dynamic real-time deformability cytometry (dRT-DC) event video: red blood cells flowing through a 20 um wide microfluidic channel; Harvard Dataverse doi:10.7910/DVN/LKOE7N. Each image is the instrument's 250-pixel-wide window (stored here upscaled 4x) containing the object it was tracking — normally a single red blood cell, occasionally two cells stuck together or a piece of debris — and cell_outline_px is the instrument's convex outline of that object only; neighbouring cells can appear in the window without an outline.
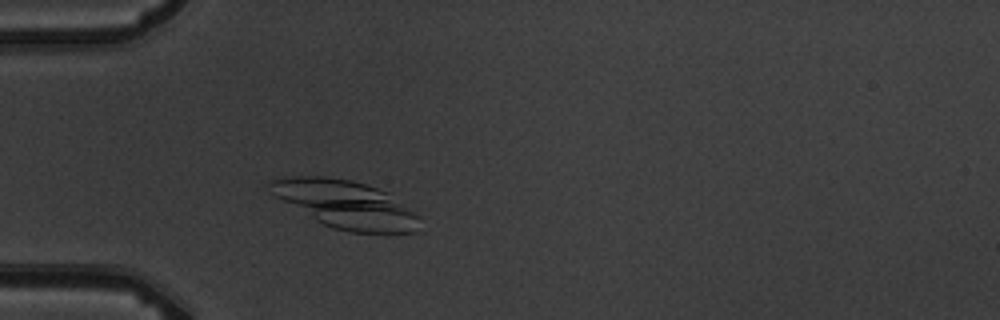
{"species": "common noctule bat (a hibernating species)", "species_latin": "Nyctalus noctula", "temperature_condition": "warm", "stored_images_in_passage": 3, "camera_frame_rate_fps": 3000, "um_per_image_px": 0.085, "animal": {"sex": "male", "body_mass_g": 19.5, "forearm_length_mm": 54.6}, "frame": {"image": 1, "passage_image": 3, "time_ms": 2.0, "image_size_px": [1000, 320], "cell_outline_px": [[424, 232], [352, 232], [332, 228], [324, 224], [272, 196], [268, 192], [268, 184], [272, 180], [292, 176], [324, 176], [352, 180], [388, 192], [420, 216]], "centroid_in_image_um": [29.41, 17.37], "position_along_channel_um": 55.6, "area_um2": 41.79}}